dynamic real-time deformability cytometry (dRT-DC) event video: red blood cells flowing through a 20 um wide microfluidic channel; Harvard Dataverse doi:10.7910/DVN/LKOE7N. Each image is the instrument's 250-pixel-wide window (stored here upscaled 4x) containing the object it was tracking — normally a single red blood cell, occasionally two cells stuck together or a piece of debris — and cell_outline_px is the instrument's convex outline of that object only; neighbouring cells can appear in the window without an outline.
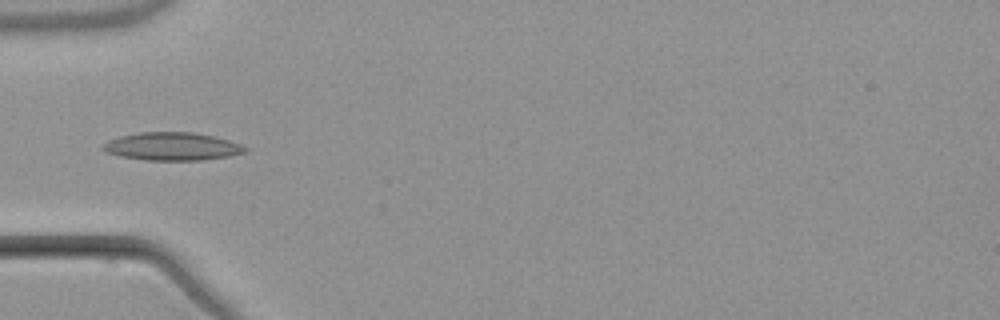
{"species": "common noctule bat (a hibernating species)", "species_latin": "Nyctalus noctula", "temperature_condition": "warm", "stored_images_in_passage": 6, "camera_frame_rate_fps": 3000, "um_per_image_px": 0.085, "animal": {"sex": "male", "body_mass_g": 21.5, "forearm_length_mm": 52.0}, "frame": {"image": 1, "passage_image": 6, "time_ms": 6.0, "image_size_px": [1000, 320], "cell_outline_px": [[248, 152], [228, 156], [200, 160], [144, 160], [120, 156], [104, 152], [100, 148], [100, 144], [108, 140], [120, 136], [140, 132], [192, 132], [212, 136], [228, 140], [240, 144], [248, 148]], "centroid_in_image_um": [14.57, 12.45], "position_along_channel_um": 70.4, "area_um2": 23.29}}